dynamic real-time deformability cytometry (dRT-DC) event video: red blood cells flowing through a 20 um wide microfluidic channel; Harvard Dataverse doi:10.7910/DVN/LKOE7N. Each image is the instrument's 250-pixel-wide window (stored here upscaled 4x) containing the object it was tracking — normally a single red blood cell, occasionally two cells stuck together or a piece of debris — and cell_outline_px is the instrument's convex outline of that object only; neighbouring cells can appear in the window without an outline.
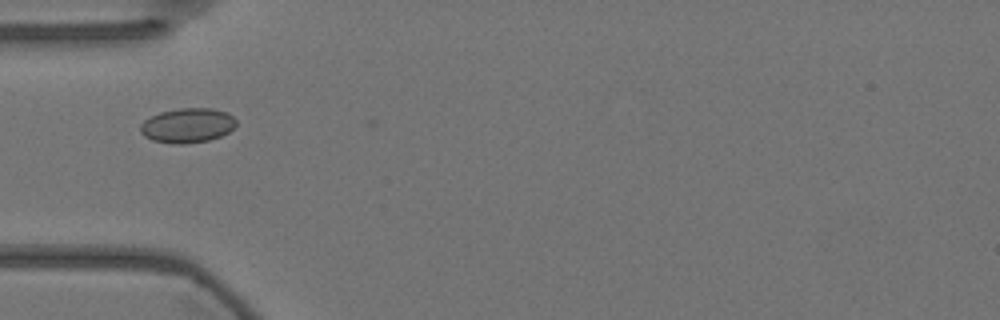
{"species": "Egyptian fruit bat (a non-hibernating species)", "species_latin": "Rousettus aegyptiacus", "temperature_condition": "warm", "stored_images_in_passage": 40, "camera_frame_rate_fps": 3000, "um_per_image_px": 0.085, "animal": {"sex": "female"}, "frame": {"image": 1, "passage_image": 1, "time_ms": 0.0, "image_size_px": [1000, 320], "cell_outline_px": [[236, 124], [228, 132], [220, 136], [208, 140], [184, 144], [172, 144], [152, 140], [144, 136], [140, 132], [140, 124], [144, 120], [160, 112], [180, 108], [212, 108], [228, 112], [236, 120]], "centroid_in_image_um": [15.92, 10.66], "position_along_channel_um": 69.1, "area_um2": 19.36}}
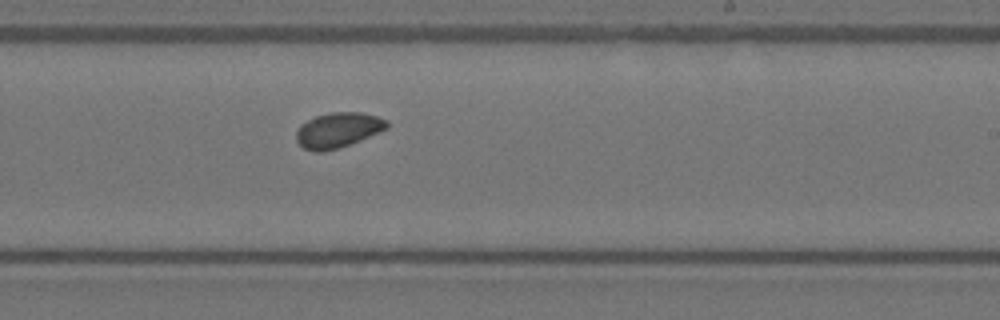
{"frame": {"image": 2, "passage_image": 17, "time_ms": 5.333, "image_size_px": [1000, 320], "cell_outline_px": [[388, 128], [360, 140], [340, 148], [320, 152], [316, 152], [304, 148], [296, 140], [296, 132], [300, 124], [316, 116], [332, 112], [360, 112], [376, 116], [388, 120]], "centroid_in_image_um": [28.72, 11.06], "position_along_channel_um": 260.3, "area_um2": 18.5}}
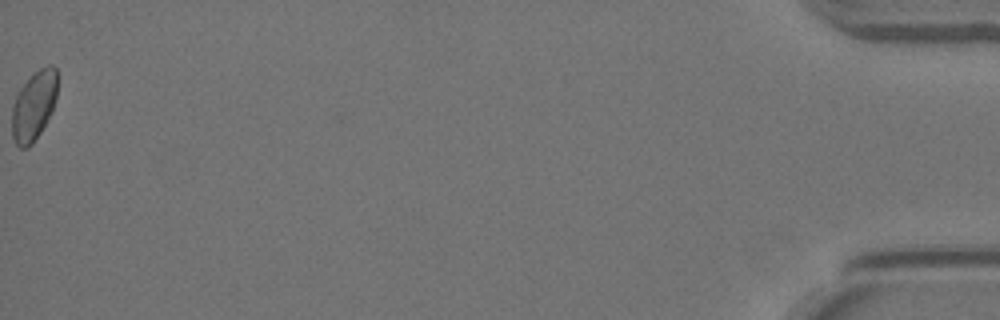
{"frame": {"image": 3, "passage_image": 40, "time_ms": 13.0, "image_size_px": [1000, 320], "cell_outline_px": [[56, 96], [52, 112], [40, 132], [32, 144], [28, 148], [20, 148], [16, 144], [12, 136], [12, 108], [16, 96], [20, 88], [40, 68], [48, 64], [52, 64], [56, 68]], "centroid_in_image_um": [2.87, 9.01], "position_along_channel_um": 432.3, "area_um2": 18.15}, "authors_computed_cell_mechanics": {"area_um2": 18.2937, "velocity_mm_per_s": 3.5736, "shape_relaxation_time_tau1_ms": 2.5056, "shape_relaxation_time_tau2_ms": 2.0222, "deformation_change_tau1": 0.0354, "deformation_change_tau2": 0.0354}}